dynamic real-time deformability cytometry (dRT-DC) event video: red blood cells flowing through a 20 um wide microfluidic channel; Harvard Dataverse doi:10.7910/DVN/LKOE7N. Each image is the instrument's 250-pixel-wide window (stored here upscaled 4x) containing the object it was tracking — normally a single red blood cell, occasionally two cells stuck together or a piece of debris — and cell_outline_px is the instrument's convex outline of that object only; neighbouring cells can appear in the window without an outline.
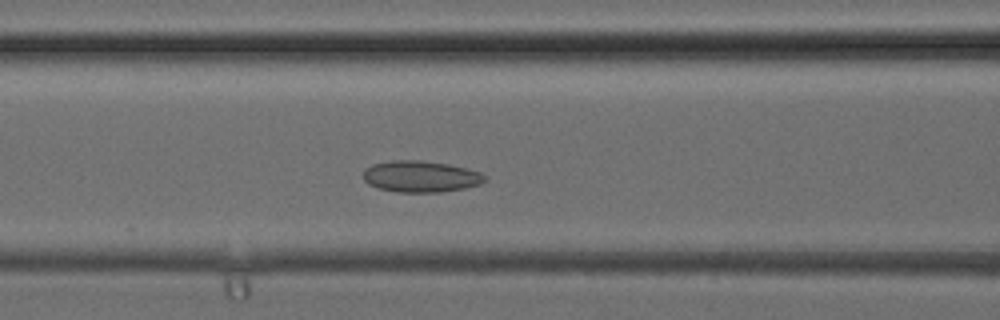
{"species": "common noctule bat (a hibernating species)", "species_latin": "Nyctalus noctula", "temperature_condition": "cold", "stored_images_in_passage": 34, "camera_frame_rate_fps": 3000, "um_per_image_px": 0.085, "animal": {"sex": "female", "body_mass_g": 24.6, "forearm_length_mm": 56.2}, "frame": {"image": 1, "passage_image": 12, "time_ms": 3.667, "image_size_px": [1000, 320], "cell_outline_px": [[488, 180], [480, 184], [464, 188], [440, 192], [396, 192], [380, 188], [368, 184], [364, 180], [364, 168], [372, 164], [392, 160], [420, 160], [448, 164], [480, 172], [488, 176]], "centroid_in_image_um": [35.77, 15.0], "position_along_channel_um": 130.8, "area_um2": 22.31}}
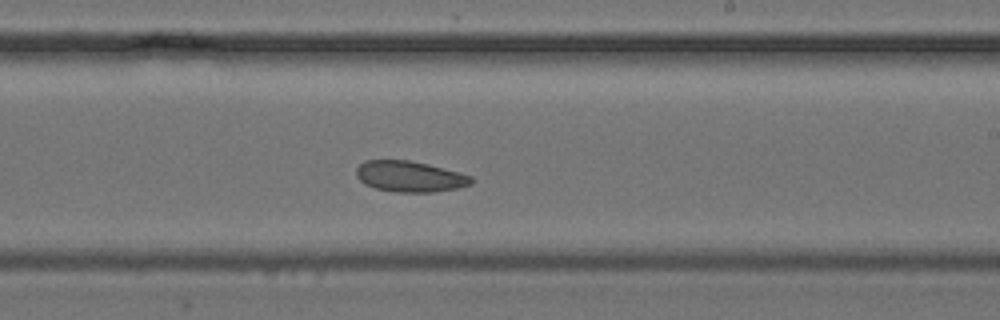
{"frame": {"image": 2, "passage_image": 19, "time_ms": 6.0, "image_size_px": [1000, 320], "cell_outline_px": [[476, 180], [472, 184], [456, 188], [432, 192], [396, 192], [376, 188], [364, 184], [356, 176], [356, 168], [364, 160], [408, 160], [428, 164], [460, 172], [472, 176]], "centroid_in_image_um": [34.85, 14.99], "position_along_channel_um": 254.2, "area_um2": 20.81}}
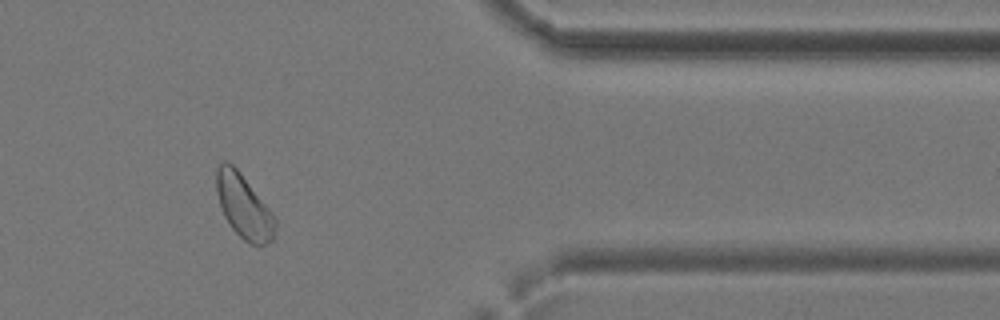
{"frame": {"image": 3, "passage_image": 28, "time_ms": 9.0, "image_size_px": [1000, 320], "cell_outline_px": [[276, 236], [268, 244], [256, 248], [248, 244], [232, 228], [224, 216], [216, 192], [216, 168], [224, 160], [228, 160], [240, 172], [276, 216]], "centroid_in_image_um": [20.76, 17.59], "position_along_channel_um": 390.6, "area_um2": 22.37}}